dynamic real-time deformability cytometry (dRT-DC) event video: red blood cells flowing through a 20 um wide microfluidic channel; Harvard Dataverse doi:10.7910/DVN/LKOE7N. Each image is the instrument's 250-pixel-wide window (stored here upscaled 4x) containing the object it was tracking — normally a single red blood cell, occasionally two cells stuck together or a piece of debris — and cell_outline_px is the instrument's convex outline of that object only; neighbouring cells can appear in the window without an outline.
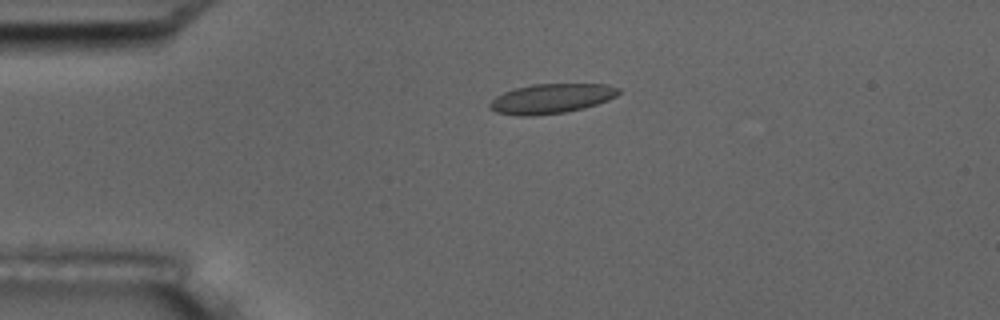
{"species": "common noctule bat (a hibernating species)", "species_latin": "Nyctalus noctula", "temperature_condition": "room temperature", "stored_images_in_passage": 4, "camera_frame_rate_fps": 3000, "um_per_image_px": 0.085, "animal": {"sex": "male", "body_mass_g": 17.5, "forearm_length_mm": 52.3}, "frame": {"image": 1, "passage_image": 3, "time_ms": 2.333, "image_size_px": [1000, 320], "cell_outline_px": [[620, 92], [616, 96], [608, 100], [584, 108], [564, 112], [536, 116], [516, 116], [496, 112], [488, 108], [488, 104], [496, 96], [504, 92], [516, 88], [532, 84], [608, 84], [620, 88]], "centroid_in_image_um": [46.85, 8.38], "position_along_channel_um": 38.2, "area_um2": 22.43}}